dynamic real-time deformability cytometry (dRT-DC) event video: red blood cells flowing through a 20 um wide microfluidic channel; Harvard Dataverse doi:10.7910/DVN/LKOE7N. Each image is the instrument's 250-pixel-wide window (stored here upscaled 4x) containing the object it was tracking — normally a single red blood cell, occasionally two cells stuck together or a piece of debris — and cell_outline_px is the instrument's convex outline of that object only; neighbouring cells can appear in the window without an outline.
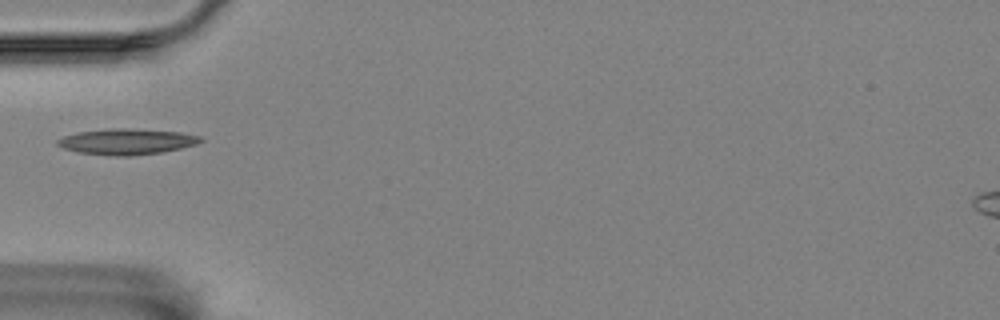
{"species": "Egyptian fruit bat (a non-hibernating species)", "species_latin": "Rousettus aegyptiacus", "temperature_condition": "room temperature", "stored_images_in_passage": 6, "camera_frame_rate_fps": 3000, "um_per_image_px": 0.085, "animal": {"sex": "female"}, "frame": {"image": 1, "passage_image": 1, "time_ms": 0.0, "image_size_px": [1000, 320], "cell_outline_px": [[204, 140], [196, 144], [180, 148], [160, 152], [128, 156], [116, 156], [80, 152], [64, 148], [56, 144], [56, 140], [64, 136], [80, 132], [112, 128], [128, 128], [180, 132], [200, 136]], "centroid_in_image_um": [10.78, 12.03], "position_along_channel_um": 74.2, "area_um2": 21.21}}
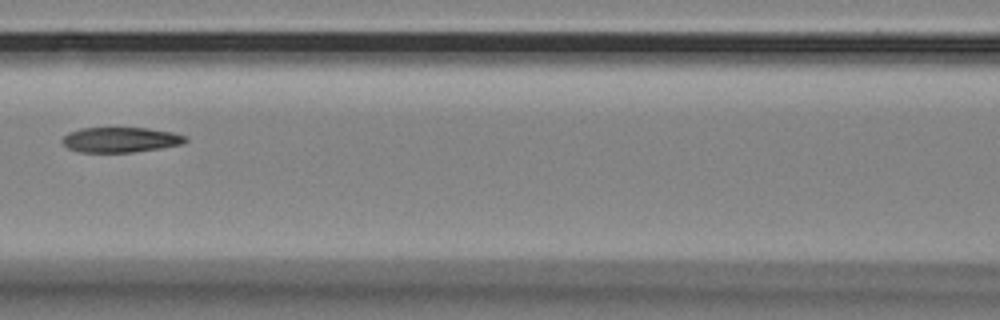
{"frame": {"image": 2, "passage_image": 3, "time_ms": 2.333, "image_size_px": [1000, 320], "cell_outline_px": [[188, 140], [184, 144], [160, 148], [132, 152], [80, 152], [68, 148], [60, 140], [68, 132], [80, 128], [148, 128], [172, 132], [188, 136]], "centroid_in_image_um": [10.26, 11.87], "position_along_channel_um": 156.3, "area_um2": 18.15}}
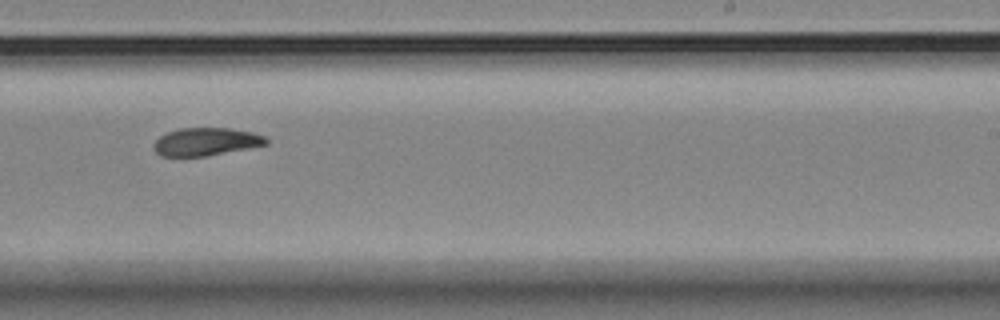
{"frame": {"image": 3, "passage_image": 6, "time_ms": 5.667, "image_size_px": [1000, 320], "cell_outline_px": [[268, 144], [208, 156], [160, 156], [152, 148], [152, 144], [164, 132], [180, 128], [232, 128], [252, 132], [264, 136], [268, 140]], "centroid_in_image_um": [17.47, 12.04], "position_along_channel_um": 271.5, "area_um2": 18.44}}